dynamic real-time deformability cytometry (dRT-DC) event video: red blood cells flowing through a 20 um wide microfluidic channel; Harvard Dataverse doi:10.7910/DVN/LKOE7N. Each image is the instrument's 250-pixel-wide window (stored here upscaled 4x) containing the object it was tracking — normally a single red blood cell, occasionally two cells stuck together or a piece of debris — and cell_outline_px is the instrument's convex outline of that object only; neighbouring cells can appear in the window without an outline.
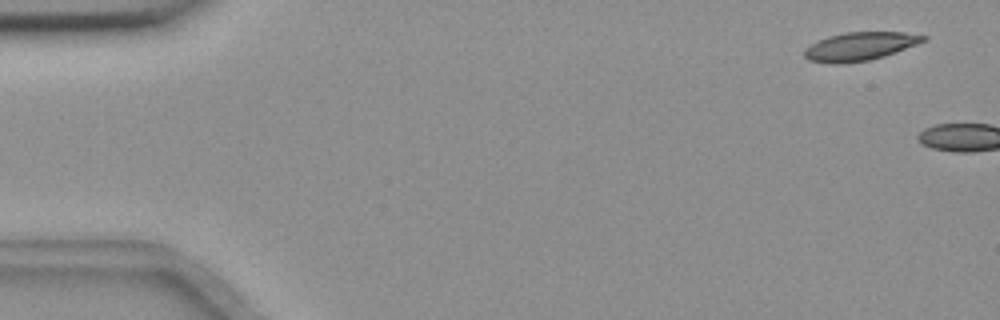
{"species": "common noctule bat (a hibernating species)", "species_latin": "Nyctalus noctula", "temperature_condition": "room temperature", "stored_images_in_passage": 2, "camera_frame_rate_fps": 3000, "um_per_image_px": 0.085, "animal": {"sex": "female", "body_mass_g": 18.4}, "frame": {"image": 1, "passage_image": 1, "time_ms": 0.0, "image_size_px": [1000, 320], "cell_outline_px": [[928, 40], [896, 52], [872, 60], [844, 64], [828, 64], [808, 60], [804, 56], [804, 48], [828, 36], [844, 32], [904, 32], [928, 36]], "centroid_in_image_um": [73.1, 3.95], "position_along_channel_um": 11.9, "area_um2": 19.94}}